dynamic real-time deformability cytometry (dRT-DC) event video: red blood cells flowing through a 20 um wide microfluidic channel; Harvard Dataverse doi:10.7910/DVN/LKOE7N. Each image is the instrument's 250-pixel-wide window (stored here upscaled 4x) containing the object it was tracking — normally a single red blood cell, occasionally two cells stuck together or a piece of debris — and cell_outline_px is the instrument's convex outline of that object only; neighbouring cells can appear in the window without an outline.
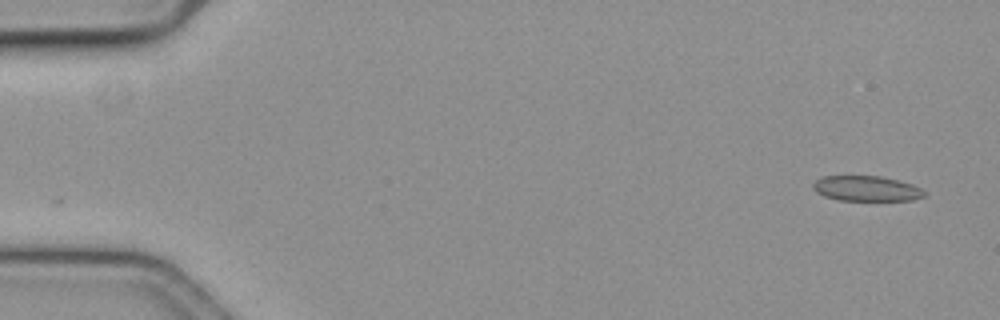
{"species": "common noctule bat (a hibernating species)", "species_latin": "Nyctalus noctula", "temperature_condition": "cold", "stored_images_in_passage": 56, "camera_frame_rate_fps": 3000, "um_per_image_px": 0.085, "animal": {"sex": "female", "body_mass_g": 19.3, "forearm_length_mm": 54.1}, "frame": {"image": 1, "passage_image": 1, "time_ms": 0.0, "image_size_px": [1000, 320], "cell_outline_px": [[924, 196], [912, 200], [840, 200], [824, 196], [816, 192], [812, 188], [812, 184], [816, 180], [824, 176], [880, 176], [912, 184], [920, 188], [924, 192]], "centroid_in_image_um": [73.61, 16.02], "position_along_channel_um": 11.4, "area_um2": 16.18}}
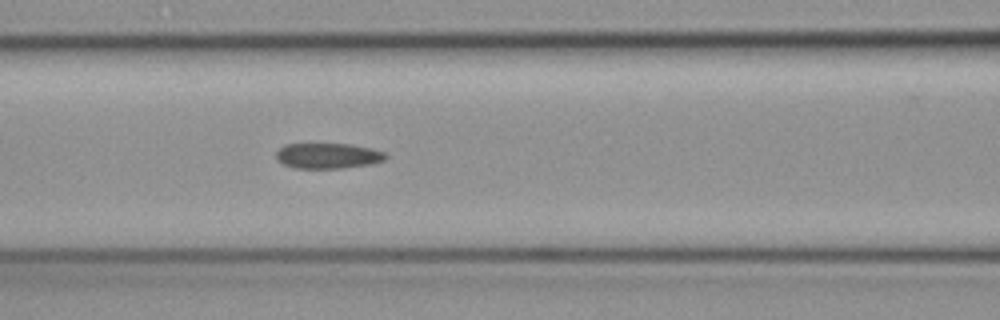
{"frame": {"image": 2, "passage_image": 23, "time_ms": 7.333, "image_size_px": [1000, 320], "cell_outline_px": [[388, 156], [384, 160], [368, 164], [344, 168], [296, 168], [284, 164], [276, 160], [276, 152], [284, 144], [348, 144], [372, 148], [384, 152]], "centroid_in_image_um": [27.86, 13.24], "position_along_channel_um": 138.7, "area_um2": 16.18}}
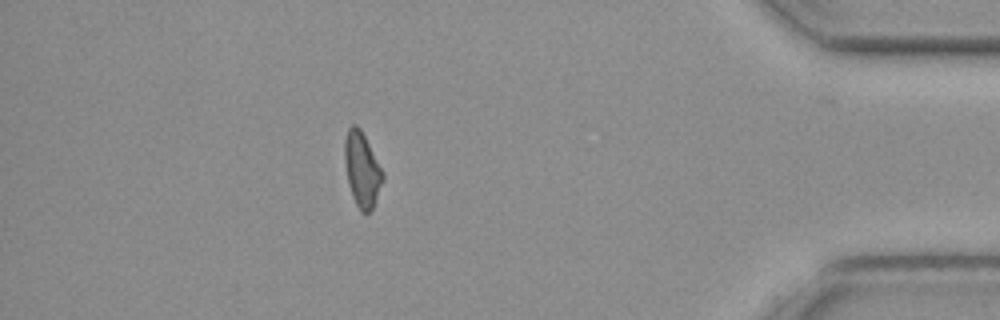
{"frame": {"image": 3, "passage_image": 49, "time_ms": 16.0, "image_size_px": [1000, 320], "cell_outline_px": [[384, 180], [372, 208], [368, 212], [360, 212], [352, 196], [348, 184], [344, 160], [344, 140], [348, 128], [352, 124], [356, 124], [360, 128], [384, 172]], "centroid_in_image_um": [30.76, 14.39], "position_along_channel_um": 404.4, "area_um2": 16.65}, "authors_computed_cell_mechanics": {"area_um2": 16.7042, "velocity_mm_per_s": 3.6232, "shape_relaxation_time_tau1_ms": null, "shape_relaxation_time_tau2_ms": 9.106, "deformation_change_tau1": null, "deformation_change_tau2": 0.176}}